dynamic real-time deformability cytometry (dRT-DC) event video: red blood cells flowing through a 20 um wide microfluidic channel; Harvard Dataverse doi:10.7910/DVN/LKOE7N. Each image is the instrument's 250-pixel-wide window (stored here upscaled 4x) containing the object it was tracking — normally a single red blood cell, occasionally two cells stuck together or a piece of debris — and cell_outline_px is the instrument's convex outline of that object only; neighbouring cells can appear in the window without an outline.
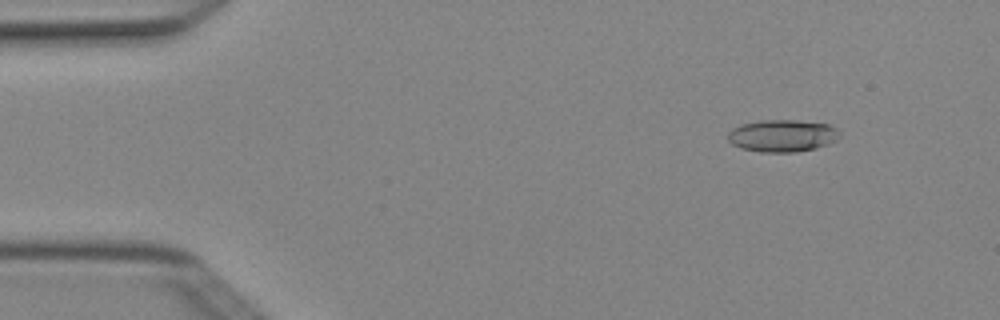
{"species": "Egyptian fruit bat (a non-hibernating species)", "species_latin": "Rousettus aegyptiacus", "temperature_condition": "cold", "stored_images_in_passage": 4, "camera_frame_rate_fps": 3000, "um_per_image_px": 0.085, "animal": {"sex": "female"}, "frame": {"image": 1, "passage_image": 2, "time_ms": 0.333, "image_size_px": [1000, 320], "cell_outline_px": [[840, 136], [836, 140], [828, 144], [816, 148], [796, 152], [760, 152], [740, 148], [732, 144], [728, 140], [728, 132], [732, 128], [740, 124], [760, 120], [792, 120], [828, 124], [836, 128], [840, 132]], "centroid_in_image_um": [66.48, 11.54], "position_along_channel_um": 18.5, "area_um2": 21.1}}